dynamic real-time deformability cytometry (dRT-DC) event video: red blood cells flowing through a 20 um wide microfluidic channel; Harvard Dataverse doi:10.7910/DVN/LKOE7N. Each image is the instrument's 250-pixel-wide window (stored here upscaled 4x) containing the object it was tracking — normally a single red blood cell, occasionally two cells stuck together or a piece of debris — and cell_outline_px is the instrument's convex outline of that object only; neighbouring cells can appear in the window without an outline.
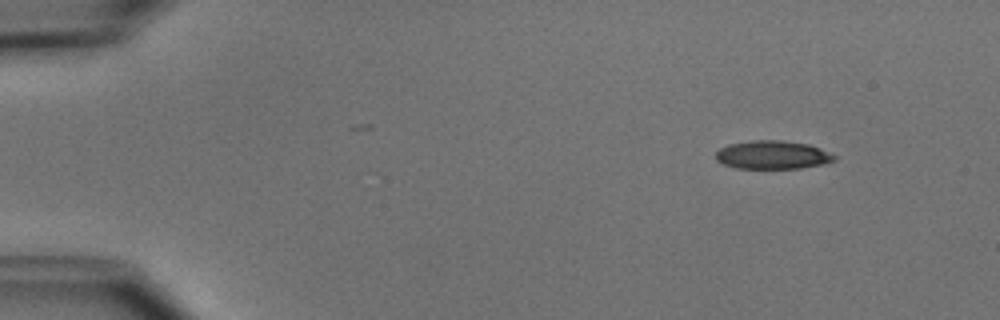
{"species": "common noctule bat (a hibernating species)", "species_latin": "Nyctalus noctula", "temperature_condition": "cold", "stored_images_in_passage": 6, "segment_of_instrument_passage": [2, 2], "camera_frame_rate_fps": 3000, "um_per_image_px": 0.085, "animal": {"sex": "male", "body_mass_g": 15.6}, "frame": {"image": 1, "passage_image": 6, "time_ms": 7.0, "image_size_px": [1000, 320], "cell_outline_px": [[836, 160], [820, 164], [800, 168], [736, 168], [724, 164], [716, 160], [716, 152], [720, 148], [728, 144], [752, 140], [784, 140], [808, 144], [820, 148], [836, 156]], "centroid_in_image_um": [65.64, 13.15], "position_along_channel_um": 19.4, "area_um2": 19.54}}